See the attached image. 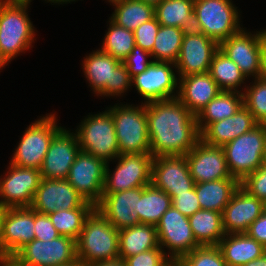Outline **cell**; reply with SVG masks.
Returning a JSON list of instances; mask_svg holds the SVG:
<instances>
[{"mask_svg": "<svg viewBox=\"0 0 266 266\" xmlns=\"http://www.w3.org/2000/svg\"><path fill=\"white\" fill-rule=\"evenodd\" d=\"M150 154L186 155L201 139L196 116L179 99L145 103Z\"/></svg>", "mask_w": 266, "mask_h": 266, "instance_id": "1", "label": "cell"}, {"mask_svg": "<svg viewBox=\"0 0 266 266\" xmlns=\"http://www.w3.org/2000/svg\"><path fill=\"white\" fill-rule=\"evenodd\" d=\"M77 258L85 265L119 259V230L94 208L76 241Z\"/></svg>", "mask_w": 266, "mask_h": 266, "instance_id": "2", "label": "cell"}, {"mask_svg": "<svg viewBox=\"0 0 266 266\" xmlns=\"http://www.w3.org/2000/svg\"><path fill=\"white\" fill-rule=\"evenodd\" d=\"M83 72L97 96H119L133 86L124 63L100 49L86 56Z\"/></svg>", "mask_w": 266, "mask_h": 266, "instance_id": "3", "label": "cell"}, {"mask_svg": "<svg viewBox=\"0 0 266 266\" xmlns=\"http://www.w3.org/2000/svg\"><path fill=\"white\" fill-rule=\"evenodd\" d=\"M28 6L0 1V53L8 63L34 42L35 27L28 17Z\"/></svg>", "mask_w": 266, "mask_h": 266, "instance_id": "4", "label": "cell"}, {"mask_svg": "<svg viewBox=\"0 0 266 266\" xmlns=\"http://www.w3.org/2000/svg\"><path fill=\"white\" fill-rule=\"evenodd\" d=\"M142 104L108 108L113 117L120 154L150 153L146 108L145 103Z\"/></svg>", "mask_w": 266, "mask_h": 266, "instance_id": "5", "label": "cell"}, {"mask_svg": "<svg viewBox=\"0 0 266 266\" xmlns=\"http://www.w3.org/2000/svg\"><path fill=\"white\" fill-rule=\"evenodd\" d=\"M236 9L231 0H194V30L220 43L242 29Z\"/></svg>", "mask_w": 266, "mask_h": 266, "instance_id": "6", "label": "cell"}, {"mask_svg": "<svg viewBox=\"0 0 266 266\" xmlns=\"http://www.w3.org/2000/svg\"><path fill=\"white\" fill-rule=\"evenodd\" d=\"M265 138L266 124H258L222 147L232 177L241 182L264 163Z\"/></svg>", "mask_w": 266, "mask_h": 266, "instance_id": "7", "label": "cell"}, {"mask_svg": "<svg viewBox=\"0 0 266 266\" xmlns=\"http://www.w3.org/2000/svg\"><path fill=\"white\" fill-rule=\"evenodd\" d=\"M75 134L80 149L86 153L106 162L120 155L114 121L109 110L85 117Z\"/></svg>", "mask_w": 266, "mask_h": 266, "instance_id": "8", "label": "cell"}, {"mask_svg": "<svg viewBox=\"0 0 266 266\" xmlns=\"http://www.w3.org/2000/svg\"><path fill=\"white\" fill-rule=\"evenodd\" d=\"M61 128L56 123L55 114H47L30 124L19 141L11 164L40 169L51 140Z\"/></svg>", "mask_w": 266, "mask_h": 266, "instance_id": "9", "label": "cell"}, {"mask_svg": "<svg viewBox=\"0 0 266 266\" xmlns=\"http://www.w3.org/2000/svg\"><path fill=\"white\" fill-rule=\"evenodd\" d=\"M113 173L106 165L102 193H117L151 184L152 160L150 153L120 154Z\"/></svg>", "mask_w": 266, "mask_h": 266, "instance_id": "10", "label": "cell"}, {"mask_svg": "<svg viewBox=\"0 0 266 266\" xmlns=\"http://www.w3.org/2000/svg\"><path fill=\"white\" fill-rule=\"evenodd\" d=\"M12 258L20 266H56L77 259L76 241L67 236L42 241L34 239L19 249Z\"/></svg>", "mask_w": 266, "mask_h": 266, "instance_id": "11", "label": "cell"}, {"mask_svg": "<svg viewBox=\"0 0 266 266\" xmlns=\"http://www.w3.org/2000/svg\"><path fill=\"white\" fill-rule=\"evenodd\" d=\"M159 246L167 247V256L177 261L182 256L200 247L196 242L189 218L171 206L156 225Z\"/></svg>", "mask_w": 266, "mask_h": 266, "instance_id": "12", "label": "cell"}, {"mask_svg": "<svg viewBox=\"0 0 266 266\" xmlns=\"http://www.w3.org/2000/svg\"><path fill=\"white\" fill-rule=\"evenodd\" d=\"M106 165L105 160L80 150L66 178L94 206L102 199Z\"/></svg>", "mask_w": 266, "mask_h": 266, "instance_id": "13", "label": "cell"}, {"mask_svg": "<svg viewBox=\"0 0 266 266\" xmlns=\"http://www.w3.org/2000/svg\"><path fill=\"white\" fill-rule=\"evenodd\" d=\"M34 211L50 214L58 210L95 208L87 202L67 179L42 178L30 206Z\"/></svg>", "mask_w": 266, "mask_h": 266, "instance_id": "14", "label": "cell"}, {"mask_svg": "<svg viewBox=\"0 0 266 266\" xmlns=\"http://www.w3.org/2000/svg\"><path fill=\"white\" fill-rule=\"evenodd\" d=\"M218 50L219 43L212 38L196 30H186L175 62L179 79L209 72L213 56Z\"/></svg>", "mask_w": 266, "mask_h": 266, "instance_id": "15", "label": "cell"}, {"mask_svg": "<svg viewBox=\"0 0 266 266\" xmlns=\"http://www.w3.org/2000/svg\"><path fill=\"white\" fill-rule=\"evenodd\" d=\"M9 165L7 175L0 178V203L7 208L30 207L42 179L40 170Z\"/></svg>", "mask_w": 266, "mask_h": 266, "instance_id": "16", "label": "cell"}, {"mask_svg": "<svg viewBox=\"0 0 266 266\" xmlns=\"http://www.w3.org/2000/svg\"><path fill=\"white\" fill-rule=\"evenodd\" d=\"M151 183L170 197L191 190L195 183L186 155L153 157Z\"/></svg>", "mask_w": 266, "mask_h": 266, "instance_id": "17", "label": "cell"}, {"mask_svg": "<svg viewBox=\"0 0 266 266\" xmlns=\"http://www.w3.org/2000/svg\"><path fill=\"white\" fill-rule=\"evenodd\" d=\"M219 49L240 68L247 79L251 76L260 78L261 30L252 34L242 28L221 41Z\"/></svg>", "mask_w": 266, "mask_h": 266, "instance_id": "18", "label": "cell"}, {"mask_svg": "<svg viewBox=\"0 0 266 266\" xmlns=\"http://www.w3.org/2000/svg\"><path fill=\"white\" fill-rule=\"evenodd\" d=\"M175 64L154 61L144 72L132 77L138 93L146 100L144 103L176 98L175 89L179 85L172 68Z\"/></svg>", "mask_w": 266, "mask_h": 266, "instance_id": "19", "label": "cell"}, {"mask_svg": "<svg viewBox=\"0 0 266 266\" xmlns=\"http://www.w3.org/2000/svg\"><path fill=\"white\" fill-rule=\"evenodd\" d=\"M35 211L31 207L7 208L0 238V258L12 257L35 239Z\"/></svg>", "mask_w": 266, "mask_h": 266, "instance_id": "20", "label": "cell"}, {"mask_svg": "<svg viewBox=\"0 0 266 266\" xmlns=\"http://www.w3.org/2000/svg\"><path fill=\"white\" fill-rule=\"evenodd\" d=\"M80 150L76 134L62 127L50 142L39 169L41 177L66 179Z\"/></svg>", "mask_w": 266, "mask_h": 266, "instance_id": "21", "label": "cell"}, {"mask_svg": "<svg viewBox=\"0 0 266 266\" xmlns=\"http://www.w3.org/2000/svg\"><path fill=\"white\" fill-rule=\"evenodd\" d=\"M194 183L209 182L232 177L222 147L212 146L200 139L186 154Z\"/></svg>", "mask_w": 266, "mask_h": 266, "instance_id": "22", "label": "cell"}, {"mask_svg": "<svg viewBox=\"0 0 266 266\" xmlns=\"http://www.w3.org/2000/svg\"><path fill=\"white\" fill-rule=\"evenodd\" d=\"M143 187L117 193H102L96 209L118 230L140 224L137 210Z\"/></svg>", "mask_w": 266, "mask_h": 266, "instance_id": "23", "label": "cell"}, {"mask_svg": "<svg viewBox=\"0 0 266 266\" xmlns=\"http://www.w3.org/2000/svg\"><path fill=\"white\" fill-rule=\"evenodd\" d=\"M264 211L263 201L251 196L241 186L235 191L222 213L226 234L246 233Z\"/></svg>", "mask_w": 266, "mask_h": 266, "instance_id": "24", "label": "cell"}, {"mask_svg": "<svg viewBox=\"0 0 266 266\" xmlns=\"http://www.w3.org/2000/svg\"><path fill=\"white\" fill-rule=\"evenodd\" d=\"M177 89V98L195 116L222 91L209 72L181 77Z\"/></svg>", "mask_w": 266, "mask_h": 266, "instance_id": "25", "label": "cell"}, {"mask_svg": "<svg viewBox=\"0 0 266 266\" xmlns=\"http://www.w3.org/2000/svg\"><path fill=\"white\" fill-rule=\"evenodd\" d=\"M257 125L251 112L243 105L233 116L211 123L201 133V139L209 145L223 147Z\"/></svg>", "mask_w": 266, "mask_h": 266, "instance_id": "26", "label": "cell"}, {"mask_svg": "<svg viewBox=\"0 0 266 266\" xmlns=\"http://www.w3.org/2000/svg\"><path fill=\"white\" fill-rule=\"evenodd\" d=\"M228 266H242L261 257L266 248L246 233L226 234L217 245Z\"/></svg>", "mask_w": 266, "mask_h": 266, "instance_id": "27", "label": "cell"}, {"mask_svg": "<svg viewBox=\"0 0 266 266\" xmlns=\"http://www.w3.org/2000/svg\"><path fill=\"white\" fill-rule=\"evenodd\" d=\"M240 187L237 178H224L194 185L201 209L223 213L235 191Z\"/></svg>", "mask_w": 266, "mask_h": 266, "instance_id": "28", "label": "cell"}, {"mask_svg": "<svg viewBox=\"0 0 266 266\" xmlns=\"http://www.w3.org/2000/svg\"><path fill=\"white\" fill-rule=\"evenodd\" d=\"M155 248H161L156 226L140 223L119 230L120 259L125 260L127 257Z\"/></svg>", "mask_w": 266, "mask_h": 266, "instance_id": "29", "label": "cell"}, {"mask_svg": "<svg viewBox=\"0 0 266 266\" xmlns=\"http://www.w3.org/2000/svg\"><path fill=\"white\" fill-rule=\"evenodd\" d=\"M243 106V92L221 91L196 116L200 134L213 122L233 116Z\"/></svg>", "mask_w": 266, "mask_h": 266, "instance_id": "30", "label": "cell"}, {"mask_svg": "<svg viewBox=\"0 0 266 266\" xmlns=\"http://www.w3.org/2000/svg\"><path fill=\"white\" fill-rule=\"evenodd\" d=\"M189 222L200 246H217L226 235L220 212L201 209L189 217Z\"/></svg>", "mask_w": 266, "mask_h": 266, "instance_id": "31", "label": "cell"}, {"mask_svg": "<svg viewBox=\"0 0 266 266\" xmlns=\"http://www.w3.org/2000/svg\"><path fill=\"white\" fill-rule=\"evenodd\" d=\"M172 206V198L152 183L143 187L137 210L142 224L156 226L162 215Z\"/></svg>", "mask_w": 266, "mask_h": 266, "instance_id": "32", "label": "cell"}, {"mask_svg": "<svg viewBox=\"0 0 266 266\" xmlns=\"http://www.w3.org/2000/svg\"><path fill=\"white\" fill-rule=\"evenodd\" d=\"M194 0H162L155 6V17L162 26L194 30Z\"/></svg>", "mask_w": 266, "mask_h": 266, "instance_id": "33", "label": "cell"}, {"mask_svg": "<svg viewBox=\"0 0 266 266\" xmlns=\"http://www.w3.org/2000/svg\"><path fill=\"white\" fill-rule=\"evenodd\" d=\"M111 3L115 10L110 19L130 31L155 17V6L143 1L114 0Z\"/></svg>", "mask_w": 266, "mask_h": 266, "instance_id": "34", "label": "cell"}, {"mask_svg": "<svg viewBox=\"0 0 266 266\" xmlns=\"http://www.w3.org/2000/svg\"><path fill=\"white\" fill-rule=\"evenodd\" d=\"M185 32L186 30L183 28L160 25L153 49L150 52L153 61L175 64Z\"/></svg>", "mask_w": 266, "mask_h": 266, "instance_id": "35", "label": "cell"}, {"mask_svg": "<svg viewBox=\"0 0 266 266\" xmlns=\"http://www.w3.org/2000/svg\"><path fill=\"white\" fill-rule=\"evenodd\" d=\"M209 73L222 91H239L246 76L220 49L214 54Z\"/></svg>", "mask_w": 266, "mask_h": 266, "instance_id": "36", "label": "cell"}, {"mask_svg": "<svg viewBox=\"0 0 266 266\" xmlns=\"http://www.w3.org/2000/svg\"><path fill=\"white\" fill-rule=\"evenodd\" d=\"M109 28L104 37L101 51L123 61L135 47L134 32L109 20Z\"/></svg>", "mask_w": 266, "mask_h": 266, "instance_id": "37", "label": "cell"}, {"mask_svg": "<svg viewBox=\"0 0 266 266\" xmlns=\"http://www.w3.org/2000/svg\"><path fill=\"white\" fill-rule=\"evenodd\" d=\"M94 208H74L71 210H58L48 214L53 226L61 236L78 240L85 219Z\"/></svg>", "mask_w": 266, "mask_h": 266, "instance_id": "38", "label": "cell"}, {"mask_svg": "<svg viewBox=\"0 0 266 266\" xmlns=\"http://www.w3.org/2000/svg\"><path fill=\"white\" fill-rule=\"evenodd\" d=\"M243 92V105L258 124H266V79L256 78Z\"/></svg>", "mask_w": 266, "mask_h": 266, "instance_id": "39", "label": "cell"}, {"mask_svg": "<svg viewBox=\"0 0 266 266\" xmlns=\"http://www.w3.org/2000/svg\"><path fill=\"white\" fill-rule=\"evenodd\" d=\"M176 262L179 266H228L218 246H200Z\"/></svg>", "mask_w": 266, "mask_h": 266, "instance_id": "40", "label": "cell"}, {"mask_svg": "<svg viewBox=\"0 0 266 266\" xmlns=\"http://www.w3.org/2000/svg\"><path fill=\"white\" fill-rule=\"evenodd\" d=\"M127 266H168L172 260L162 248H155L127 257Z\"/></svg>", "mask_w": 266, "mask_h": 266, "instance_id": "41", "label": "cell"}, {"mask_svg": "<svg viewBox=\"0 0 266 266\" xmlns=\"http://www.w3.org/2000/svg\"><path fill=\"white\" fill-rule=\"evenodd\" d=\"M240 186L251 196L266 200V163L264 162L256 171L248 174L241 182Z\"/></svg>", "mask_w": 266, "mask_h": 266, "instance_id": "42", "label": "cell"}, {"mask_svg": "<svg viewBox=\"0 0 266 266\" xmlns=\"http://www.w3.org/2000/svg\"><path fill=\"white\" fill-rule=\"evenodd\" d=\"M160 24L156 17L144 22L138 26L133 32L135 37V45L143 50L151 52L153 49L156 35L158 34Z\"/></svg>", "mask_w": 266, "mask_h": 266, "instance_id": "43", "label": "cell"}, {"mask_svg": "<svg viewBox=\"0 0 266 266\" xmlns=\"http://www.w3.org/2000/svg\"><path fill=\"white\" fill-rule=\"evenodd\" d=\"M146 57L152 58L151 53L135 45L131 53L122 61L131 77L144 72L154 62L147 61Z\"/></svg>", "mask_w": 266, "mask_h": 266, "instance_id": "44", "label": "cell"}, {"mask_svg": "<svg viewBox=\"0 0 266 266\" xmlns=\"http://www.w3.org/2000/svg\"><path fill=\"white\" fill-rule=\"evenodd\" d=\"M171 198L172 206L188 218L196 211L201 210L194 187L188 192L174 193Z\"/></svg>", "mask_w": 266, "mask_h": 266, "instance_id": "45", "label": "cell"}, {"mask_svg": "<svg viewBox=\"0 0 266 266\" xmlns=\"http://www.w3.org/2000/svg\"><path fill=\"white\" fill-rule=\"evenodd\" d=\"M35 239L49 241L61 236L53 226L47 214L38 213L35 211Z\"/></svg>", "mask_w": 266, "mask_h": 266, "instance_id": "46", "label": "cell"}, {"mask_svg": "<svg viewBox=\"0 0 266 266\" xmlns=\"http://www.w3.org/2000/svg\"><path fill=\"white\" fill-rule=\"evenodd\" d=\"M246 234L255 239L266 248V212L262 214L249 226Z\"/></svg>", "mask_w": 266, "mask_h": 266, "instance_id": "47", "label": "cell"}, {"mask_svg": "<svg viewBox=\"0 0 266 266\" xmlns=\"http://www.w3.org/2000/svg\"><path fill=\"white\" fill-rule=\"evenodd\" d=\"M260 78L266 79V29L261 31Z\"/></svg>", "mask_w": 266, "mask_h": 266, "instance_id": "48", "label": "cell"}, {"mask_svg": "<svg viewBox=\"0 0 266 266\" xmlns=\"http://www.w3.org/2000/svg\"><path fill=\"white\" fill-rule=\"evenodd\" d=\"M86 266H127L125 260L123 259H117L112 261H100V262H94L91 264H87Z\"/></svg>", "mask_w": 266, "mask_h": 266, "instance_id": "49", "label": "cell"}, {"mask_svg": "<svg viewBox=\"0 0 266 266\" xmlns=\"http://www.w3.org/2000/svg\"><path fill=\"white\" fill-rule=\"evenodd\" d=\"M242 266H266V252L257 259H254Z\"/></svg>", "mask_w": 266, "mask_h": 266, "instance_id": "50", "label": "cell"}, {"mask_svg": "<svg viewBox=\"0 0 266 266\" xmlns=\"http://www.w3.org/2000/svg\"><path fill=\"white\" fill-rule=\"evenodd\" d=\"M0 266H20L12 257H1Z\"/></svg>", "mask_w": 266, "mask_h": 266, "instance_id": "51", "label": "cell"}, {"mask_svg": "<svg viewBox=\"0 0 266 266\" xmlns=\"http://www.w3.org/2000/svg\"><path fill=\"white\" fill-rule=\"evenodd\" d=\"M6 211H7V207L3 206L0 203V238H1V235H2L3 219H4Z\"/></svg>", "mask_w": 266, "mask_h": 266, "instance_id": "52", "label": "cell"}, {"mask_svg": "<svg viewBox=\"0 0 266 266\" xmlns=\"http://www.w3.org/2000/svg\"><path fill=\"white\" fill-rule=\"evenodd\" d=\"M3 3L30 4L31 0H0Z\"/></svg>", "mask_w": 266, "mask_h": 266, "instance_id": "53", "label": "cell"}, {"mask_svg": "<svg viewBox=\"0 0 266 266\" xmlns=\"http://www.w3.org/2000/svg\"><path fill=\"white\" fill-rule=\"evenodd\" d=\"M56 266H86L82 261H80L78 258L68 264H64V265H56Z\"/></svg>", "mask_w": 266, "mask_h": 266, "instance_id": "54", "label": "cell"}, {"mask_svg": "<svg viewBox=\"0 0 266 266\" xmlns=\"http://www.w3.org/2000/svg\"><path fill=\"white\" fill-rule=\"evenodd\" d=\"M139 1H143L144 3H148L151 4L153 6H156L157 4H159L162 0H139Z\"/></svg>", "mask_w": 266, "mask_h": 266, "instance_id": "55", "label": "cell"}, {"mask_svg": "<svg viewBox=\"0 0 266 266\" xmlns=\"http://www.w3.org/2000/svg\"><path fill=\"white\" fill-rule=\"evenodd\" d=\"M46 1V0H45ZM72 1H75V0H48L47 2H50V3H58V4H62V3H67V2H72Z\"/></svg>", "mask_w": 266, "mask_h": 266, "instance_id": "56", "label": "cell"}, {"mask_svg": "<svg viewBox=\"0 0 266 266\" xmlns=\"http://www.w3.org/2000/svg\"><path fill=\"white\" fill-rule=\"evenodd\" d=\"M6 64H8V62L4 59V57L0 53V69H2V67H5Z\"/></svg>", "mask_w": 266, "mask_h": 266, "instance_id": "57", "label": "cell"}, {"mask_svg": "<svg viewBox=\"0 0 266 266\" xmlns=\"http://www.w3.org/2000/svg\"><path fill=\"white\" fill-rule=\"evenodd\" d=\"M263 160L266 163V138H265V145H264V156H263Z\"/></svg>", "mask_w": 266, "mask_h": 266, "instance_id": "58", "label": "cell"}, {"mask_svg": "<svg viewBox=\"0 0 266 266\" xmlns=\"http://www.w3.org/2000/svg\"><path fill=\"white\" fill-rule=\"evenodd\" d=\"M264 211L266 212V200L263 201Z\"/></svg>", "mask_w": 266, "mask_h": 266, "instance_id": "59", "label": "cell"}]
</instances>
